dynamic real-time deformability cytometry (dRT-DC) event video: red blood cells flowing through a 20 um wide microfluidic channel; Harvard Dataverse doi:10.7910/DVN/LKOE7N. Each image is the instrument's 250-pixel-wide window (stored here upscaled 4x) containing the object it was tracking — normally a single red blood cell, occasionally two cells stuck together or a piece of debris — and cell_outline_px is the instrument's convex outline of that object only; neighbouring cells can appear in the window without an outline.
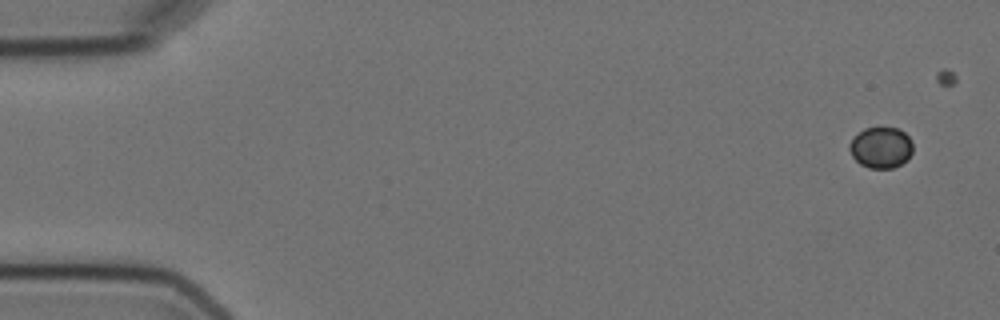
{"species": "Egyptian fruit bat (a non-hibernating species)", "species_latin": "Rousettus aegyptiacus", "temperature_condition": "cold", "stored_images_in_passage": 5, "camera_frame_rate_fps": 3000, "um_per_image_px": 0.085, "animal": {"sex": "female"}, "frame": {"image": 1, "passage_image": 1, "time_ms": 0.0, "image_size_px": [1000, 320], "cell_outline_px": [[912, 152], [908, 160], [892, 168], [868, 168], [860, 164], [852, 156], [848, 148], [848, 144], [864, 128], [896, 128], [904, 132], [912, 140]], "centroid_in_image_um": [74.89, 12.55], "position_along_channel_um": 10.1, "area_um2": 15.14}}
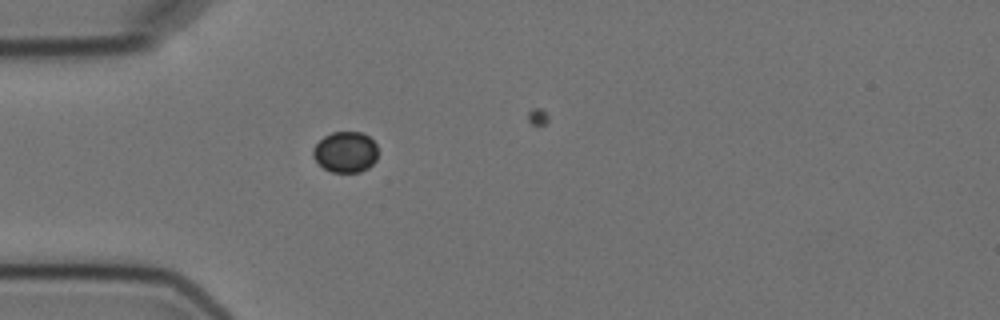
{"frame": {"image": 2, "passage_image": 5, "time_ms": 4.667, "image_size_px": [1000, 320], "cell_outline_px": [[376, 160], [368, 168], [360, 172], [332, 172], [324, 168], [312, 156], [312, 148], [324, 136], [332, 132], [360, 132], [368, 136], [376, 144]], "centroid_in_image_um": [29.35, 12.92], "position_along_channel_um": 55.7, "area_um2": 15.37}}